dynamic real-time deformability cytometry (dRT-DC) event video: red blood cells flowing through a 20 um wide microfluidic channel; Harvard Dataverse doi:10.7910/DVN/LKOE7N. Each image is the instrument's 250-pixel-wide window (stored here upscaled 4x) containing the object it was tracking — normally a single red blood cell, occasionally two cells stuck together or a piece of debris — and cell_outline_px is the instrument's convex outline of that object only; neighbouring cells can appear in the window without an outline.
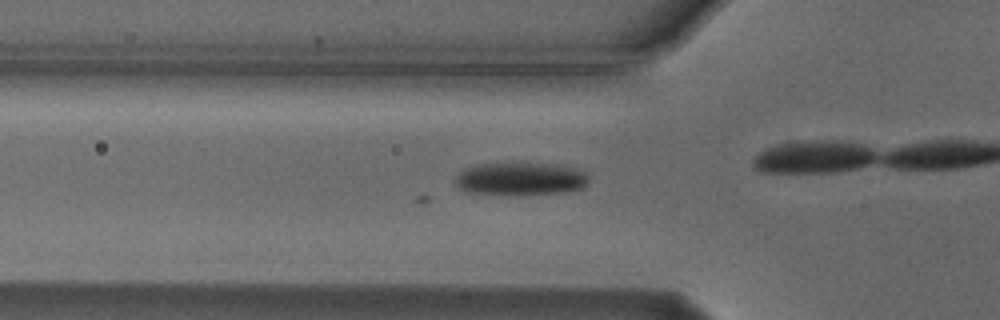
{"species": "Egyptian fruit bat (a non-hibernating species)", "species_latin": "Rousettus aegyptiacus", "temperature_condition": "cold", "stored_images_in_passage": 8, "camera_frame_rate_fps": 3000, "um_per_image_px": 0.085, "animal": {"sex": "male"}, "frame": {"image": 1, "passage_image": 3, "time_ms": 0.667, "image_size_px": [1000, 320], "cell_outline_px": [[588, 180], [580, 188], [560, 192], [464, 192], [452, 180], [464, 168], [480, 164], [520, 160], [556, 164], [572, 168], [584, 172], [588, 176]], "centroid_in_image_um": [44.18, 15.1], "position_along_channel_um": 81.6, "area_um2": 25.2}}